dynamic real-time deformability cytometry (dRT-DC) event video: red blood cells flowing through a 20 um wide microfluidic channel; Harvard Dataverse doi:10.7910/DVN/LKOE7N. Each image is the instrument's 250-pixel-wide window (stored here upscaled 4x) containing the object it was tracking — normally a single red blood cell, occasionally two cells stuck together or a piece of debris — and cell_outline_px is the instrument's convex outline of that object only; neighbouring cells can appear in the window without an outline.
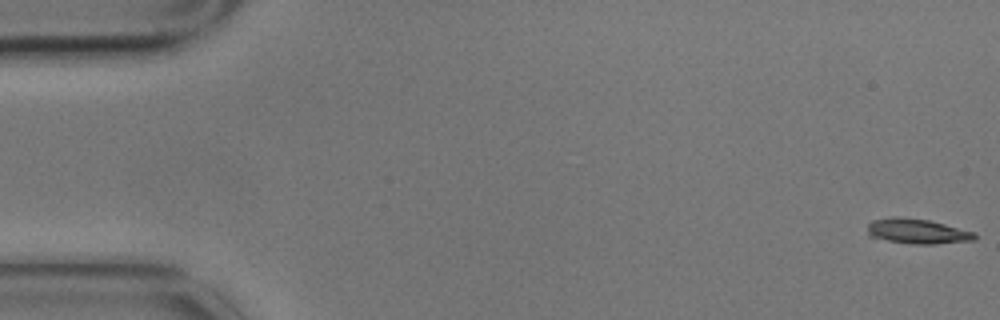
{"species": "common noctule bat (a hibernating species)", "species_latin": "Nyctalus noctula", "temperature_condition": "cold", "stored_images_in_passage": 15, "camera_frame_rate_fps": 3000, "um_per_image_px": 0.085, "animal": {"sex": "male", "body_mass_g": 17.9}, "frame": {"image": 1, "passage_image": 1, "time_ms": 0.0, "image_size_px": [1000, 320], "cell_outline_px": [[976, 240], [936, 244], [912, 244], [888, 240], [868, 236], [868, 224], [872, 220], [892, 216], [896, 216], [928, 220], [976, 232]], "centroid_in_image_um": [77.98, 19.66], "position_along_channel_um": 7.0, "area_um2": 15.66}}
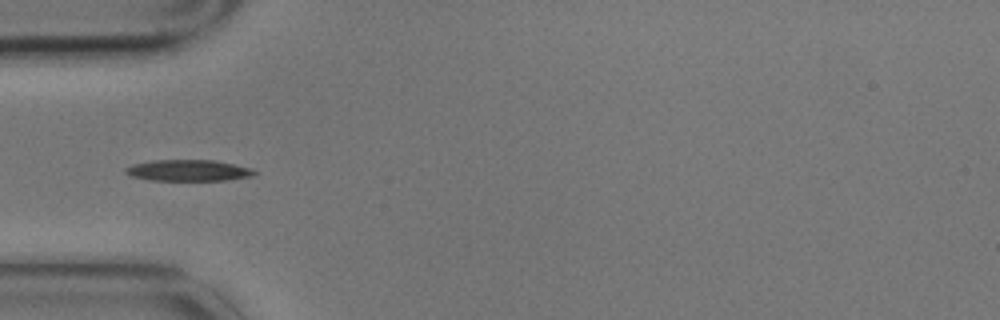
{"frame": {"image": 2, "passage_image": 5, "time_ms": 1.333, "image_size_px": [1000, 320], "cell_outline_px": [[256, 172], [252, 176], [224, 180], [152, 180], [132, 176], [124, 172], [124, 168], [132, 164], [152, 160], [212, 160], [252, 168]], "centroid_in_image_um": [15.97, 14.48], "position_along_channel_um": 69.0, "area_um2": 15.78}}
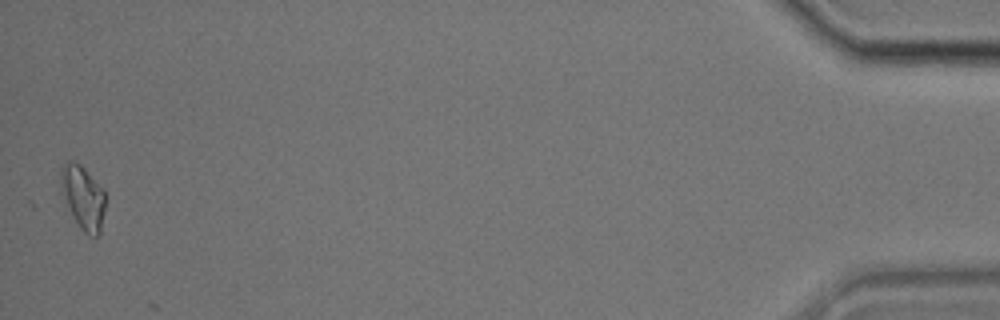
{"frame": {"image": 3, "passage_image": 15, "time_ms": 4.667, "image_size_px": [1000, 320], "cell_outline_px": [[108, 196], [100, 236], [88, 236], [80, 228], [60, 192], [60, 172], [64, 164], [68, 160], [72, 160], [80, 164], [104, 188]], "centroid_in_image_um": [7.11, 16.78], "position_along_channel_um": 428.1, "area_um2": 17.11}}